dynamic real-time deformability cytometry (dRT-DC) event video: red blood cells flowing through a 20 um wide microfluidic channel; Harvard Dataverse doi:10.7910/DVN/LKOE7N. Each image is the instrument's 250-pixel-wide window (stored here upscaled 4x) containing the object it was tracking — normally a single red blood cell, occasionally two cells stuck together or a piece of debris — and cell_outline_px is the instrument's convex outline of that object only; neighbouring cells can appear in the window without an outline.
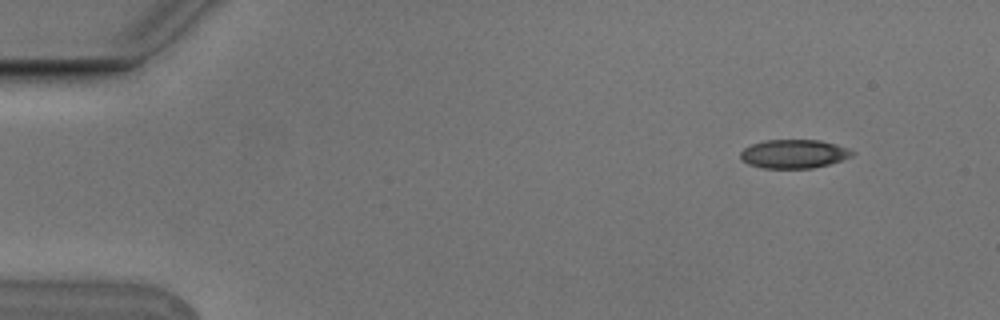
{"species": "Egyptian fruit bat (a non-hibernating species)", "species_latin": "Rousettus aegyptiacus", "temperature_condition": "cold", "stored_images_in_passage": 5, "segment_of_instrument_passage": [1, 2], "camera_frame_rate_fps": 3000, "um_per_image_px": 0.085, "animal": {"sex": "male"}, "frame": {"image": 1, "passage_image": 1, "time_ms": 0.0, "image_size_px": [1000, 320], "cell_outline_px": [[856, 152], [852, 156], [828, 164], [812, 168], [760, 168], [748, 164], [740, 160], [740, 152], [744, 148], [752, 144], [764, 140], [820, 140], [836, 144], [848, 148]], "centroid_in_image_um": [67.45, 13.08], "position_along_channel_um": 17.5, "area_um2": 18.79}}
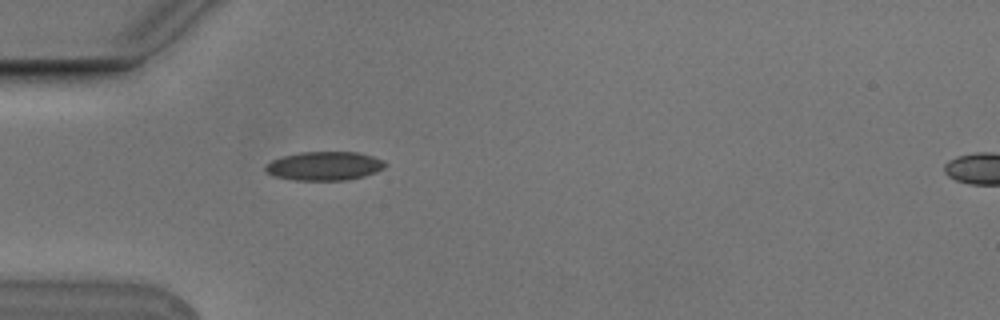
{"frame": {"image": 2, "passage_image": 4, "time_ms": 1.0, "image_size_px": [1000, 320], "cell_outline_px": [[388, 164], [384, 168], [376, 172], [364, 176], [344, 180], [296, 180], [276, 176], [268, 172], [264, 168], [272, 160], [284, 156], [300, 152], [356, 152], [372, 156], [384, 160]], "centroid_in_image_um": [27.63, 14.1], "position_along_channel_um": 57.4, "area_um2": 19.88}}